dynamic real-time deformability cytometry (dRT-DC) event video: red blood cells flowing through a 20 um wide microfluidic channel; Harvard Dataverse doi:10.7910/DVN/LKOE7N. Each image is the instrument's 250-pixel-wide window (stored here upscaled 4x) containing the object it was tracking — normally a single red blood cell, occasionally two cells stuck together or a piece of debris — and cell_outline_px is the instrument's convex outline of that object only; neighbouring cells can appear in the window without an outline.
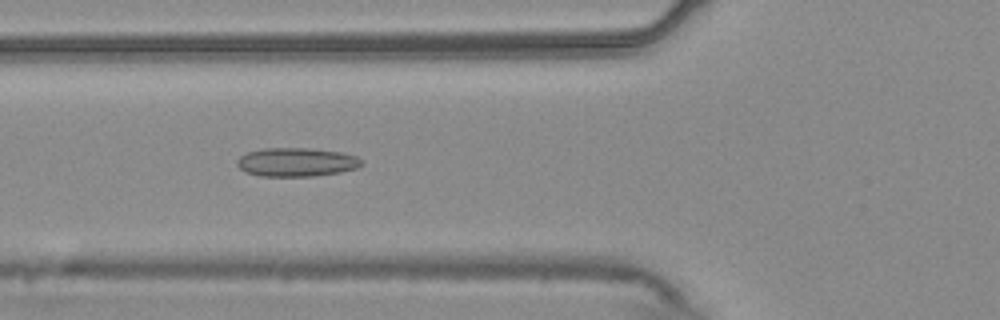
{"species": "common noctule bat (a hibernating species)", "species_latin": "Nyctalus noctula", "temperature_condition": "warm", "stored_images_in_passage": 40, "segment_of_instrument_passage": [1, 2], "camera_frame_rate_fps": 3000, "um_per_image_px": 0.085, "animal": {"sex": "male", "body_mass_g": 20.4}, "frame": {"image": 1, "passage_image": 5, "time_ms": 1.333, "image_size_px": [1000, 320], "cell_outline_px": [[364, 164], [356, 168], [340, 172], [312, 176], [260, 176], [244, 172], [236, 164], [236, 160], [240, 156], [248, 152], [264, 148], [312, 148], [340, 152], [356, 156], [364, 160]], "centroid_in_image_um": [25.2, 13.78], "position_along_channel_um": 100.6, "area_um2": 20.98}}
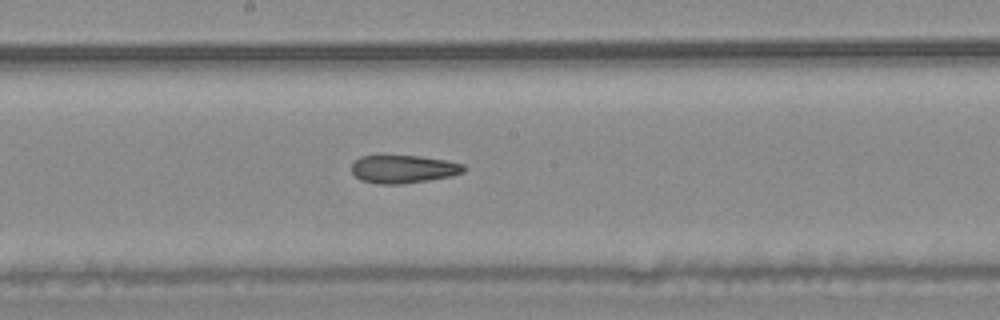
{"frame": {"image": 2, "passage_image": 14, "time_ms": 4.333, "image_size_px": [1000, 320], "cell_outline_px": [[468, 168], [464, 172], [452, 176], [404, 184], [380, 184], [360, 180], [352, 172], [352, 164], [360, 156], [380, 152], [420, 156], [448, 160], [464, 164]], "centroid_in_image_um": [34.27, 14.32], "position_along_channel_um": 213.9, "area_um2": 19.31}}
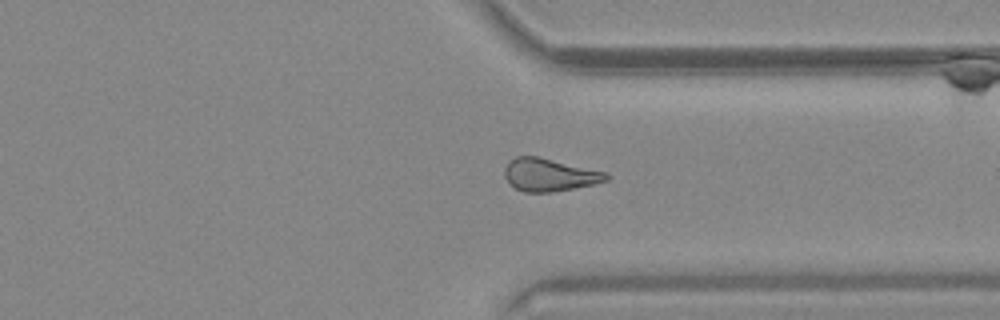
{"frame": {"image": 3, "passage_image": 26, "time_ms": 8.333, "image_size_px": [1000, 320], "cell_outline_px": [[612, 176], [608, 180], [592, 184], [552, 192], [524, 192], [516, 188], [504, 176], [504, 168], [508, 160], [516, 156], [536, 156], [608, 172]], "centroid_in_image_um": [46.71, 14.85], "position_along_channel_um": 364.7, "area_um2": 19.36}}